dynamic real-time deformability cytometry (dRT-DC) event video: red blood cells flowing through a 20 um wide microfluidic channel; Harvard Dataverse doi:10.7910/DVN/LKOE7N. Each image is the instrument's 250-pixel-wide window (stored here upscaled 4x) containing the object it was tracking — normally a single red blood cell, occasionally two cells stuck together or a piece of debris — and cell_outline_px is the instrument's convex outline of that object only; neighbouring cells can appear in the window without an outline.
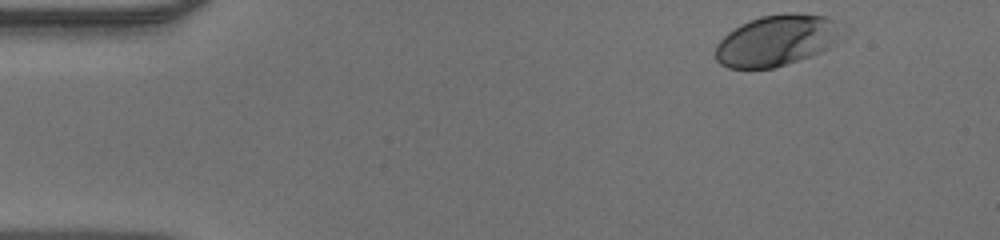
{"species": "human", "species_latin": "Homo sapiens", "temperature_condition": "warm", "stored_images_in_passage": 45, "camera_frame_rate_fps": 3000, "um_per_image_px": 0.085, "donor": {"sex": "male"}, "frame": {"image": 1, "passage_image": 1, "time_ms": 0.0, "image_size_px": [1000, 240], "cell_outline_px": [[848, 36], [828, 48], [812, 56], [772, 68], [728, 68], [720, 64], [716, 60], [716, 44], [728, 32], [740, 24], [760, 16], [784, 12], [796, 12], [828, 16], [844, 24], [848, 28]], "centroid_in_image_um": [66.16, 3.4], "position_along_channel_um": 18.8, "area_um2": 38.84}}
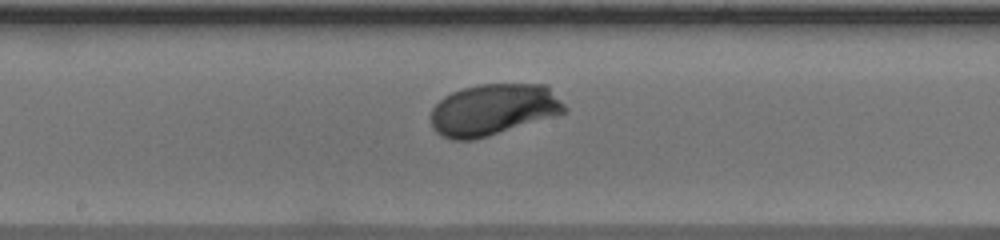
{"frame": {"image": 2, "passage_image": 22, "time_ms": 7.0, "image_size_px": [1000, 240], "cell_outline_px": [[568, 108], [564, 112], [488, 136], [472, 140], [452, 140], [436, 132], [432, 128], [432, 108], [444, 96], [452, 92], [476, 84], [548, 84]], "centroid_in_image_um": [41.92, 9.3], "position_along_channel_um": 206.3, "area_um2": 39.82}}
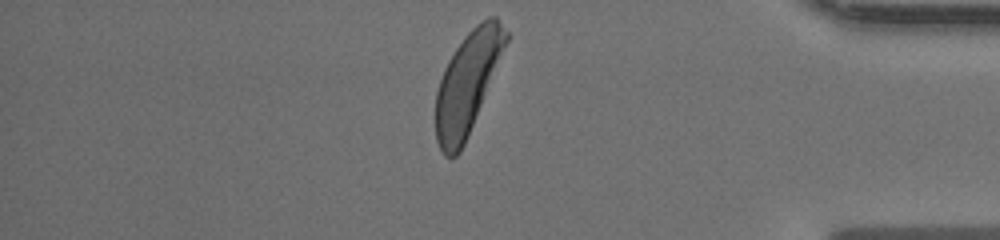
{"frame": {"image": 3, "passage_image": 38, "time_ms": 12.333, "image_size_px": [1000, 240], "cell_outline_px": [[508, 40], [464, 144], [460, 152], [456, 156], [444, 156], [436, 140], [436, 92], [444, 68], [448, 60], [456, 48], [468, 32], [480, 20], [488, 16], [496, 16], [508, 32]], "centroid_in_image_um": [39.72, 7.03], "position_along_channel_um": 395.5, "area_um2": 40.69}}